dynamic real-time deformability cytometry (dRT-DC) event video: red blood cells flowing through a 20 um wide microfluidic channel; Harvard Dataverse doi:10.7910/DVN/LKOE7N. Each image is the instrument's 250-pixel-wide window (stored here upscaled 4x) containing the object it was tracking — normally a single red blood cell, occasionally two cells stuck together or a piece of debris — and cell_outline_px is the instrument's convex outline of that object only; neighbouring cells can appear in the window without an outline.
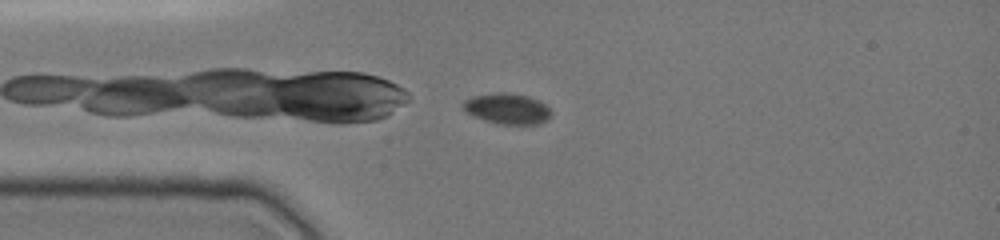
{"species": "common noctule bat (a hibernating species)", "species_latin": "Nyctalus noctula", "temperature_condition": "cold", "stored_images_in_passage": 35, "camera_frame_rate_fps": 3000, "um_per_image_px": 0.085, "animal": {"sex": "female", "body_mass_g": 19.0, "forearm_length_mm": 51.5}, "frame": {"image": 1, "passage_image": 1, "time_ms": 0.0, "image_size_px": [1000, 240], "cell_outline_px": [[552, 112], [540, 124], [496, 124], [484, 120], [468, 112], [464, 108], [464, 100], [472, 96], [496, 92], [508, 92], [528, 96], [540, 100]], "centroid_in_image_um": [43.12, 9.22], "position_along_channel_um": 41.9, "area_um2": 15.61}}
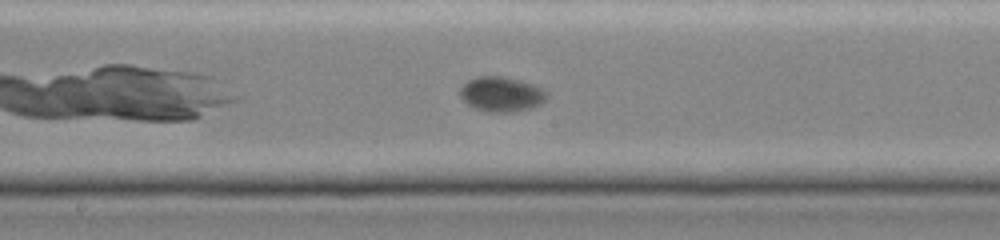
{"frame": {"image": 2, "passage_image": 15, "time_ms": 4.667, "image_size_px": [1000, 240], "cell_outline_px": [[548, 96], [540, 104], [532, 108], [512, 112], [488, 112], [476, 108], [468, 104], [460, 96], [460, 88], [468, 80], [476, 76], [500, 76], [520, 80], [532, 84], [548, 92]], "centroid_in_image_um": [42.62, 8.0], "position_along_channel_um": 205.6, "area_um2": 17.57}}
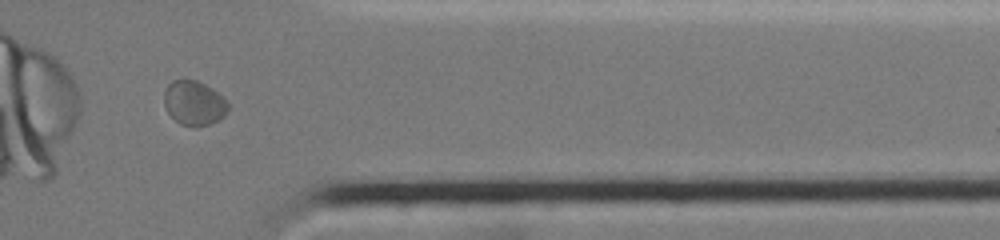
{"frame": {"image": 3, "passage_image": 30, "time_ms": 9.667, "image_size_px": [1000, 240], "cell_outline_px": [[228, 108], [224, 116], [220, 120], [212, 124], [196, 128], [180, 124], [168, 112], [164, 104], [164, 92], [168, 84], [172, 80], [184, 76], [196, 80], [212, 88], [224, 96], [228, 100]], "centroid_in_image_um": [16.51, 8.74], "position_along_channel_um": 394.9, "area_um2": 17.22}, "authors_computed_cell_mechanics": {"area_um2": 16.4152, "velocity_mm_per_s": 3.8219, "shape_relaxation_time_tau1_ms": 2.0088, "shape_relaxation_time_tau2_ms": null, "deformation_change_tau1": 0.0788, "deformation_change_tau2": null}}